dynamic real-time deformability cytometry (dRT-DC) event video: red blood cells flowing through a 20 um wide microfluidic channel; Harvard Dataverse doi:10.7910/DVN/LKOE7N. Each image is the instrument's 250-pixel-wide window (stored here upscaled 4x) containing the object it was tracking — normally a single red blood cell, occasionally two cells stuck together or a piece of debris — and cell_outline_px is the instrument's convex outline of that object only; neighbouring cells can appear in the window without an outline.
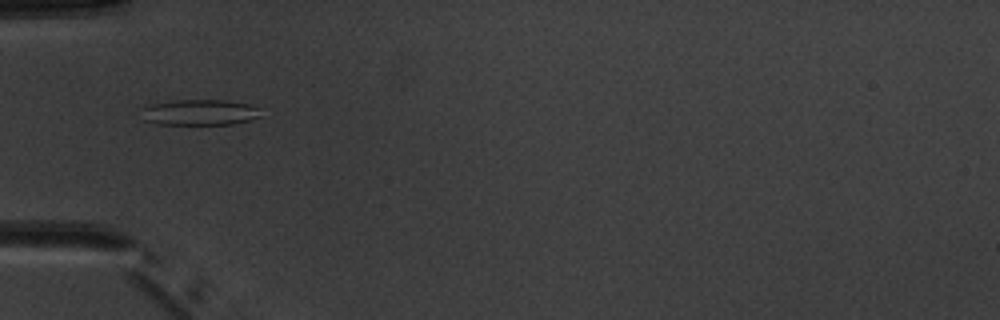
{"species": "common noctule bat (a hibernating species)", "species_latin": "Nyctalus noctula", "temperature_condition": "warm", "stored_images_in_passage": 7, "camera_frame_rate_fps": 3000, "um_per_image_px": 0.085, "animal": {"sex": "male", "body_mass_g": 20.1, "forearm_length_mm": 53.5}, "frame": {"image": 1, "passage_image": 4, "time_ms": 3.667, "image_size_px": [1000, 320], "cell_outline_px": [[260, 116], [248, 120], [232, 124], [156, 124], [144, 120], [144, 108], [152, 104], [176, 100], [228, 100], [248, 104], [260, 108]], "centroid_in_image_um": [17.01, 9.55], "position_along_channel_um": 68.0, "area_um2": 17.69}}
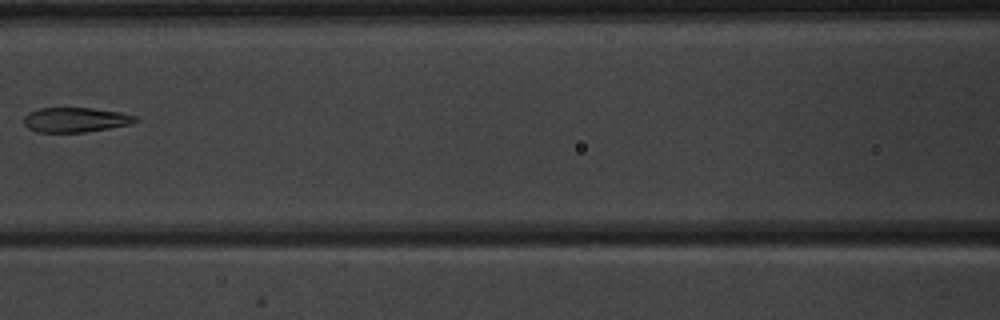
{"frame": {"image": 2, "passage_image": 6, "time_ms": 6.0, "image_size_px": [1000, 320], "cell_outline_px": [[140, 120], [128, 124], [108, 128], [84, 132], [36, 132], [28, 128], [24, 124], [24, 116], [28, 112], [40, 108], [92, 108], [120, 112], [136, 116]], "centroid_in_image_um": [6.39, 10.18], "position_along_channel_um": 160.2, "area_um2": 16.01}}
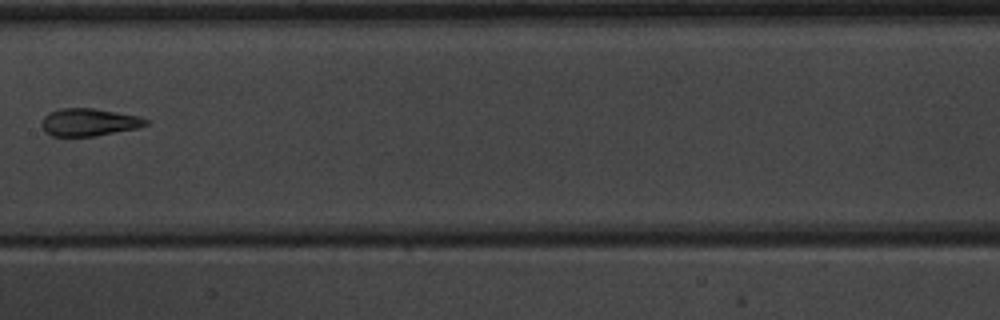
{"frame": {"image": 3, "passage_image": 7, "time_ms": 7.0, "image_size_px": [1000, 320], "cell_outline_px": [[152, 120], [148, 124], [136, 128], [96, 136], [52, 136], [44, 132], [40, 124], [44, 116], [60, 108], [92, 108], [140, 116]], "centroid_in_image_um": [7.57, 10.39], "position_along_channel_um": 199.8, "area_um2": 16.82}}